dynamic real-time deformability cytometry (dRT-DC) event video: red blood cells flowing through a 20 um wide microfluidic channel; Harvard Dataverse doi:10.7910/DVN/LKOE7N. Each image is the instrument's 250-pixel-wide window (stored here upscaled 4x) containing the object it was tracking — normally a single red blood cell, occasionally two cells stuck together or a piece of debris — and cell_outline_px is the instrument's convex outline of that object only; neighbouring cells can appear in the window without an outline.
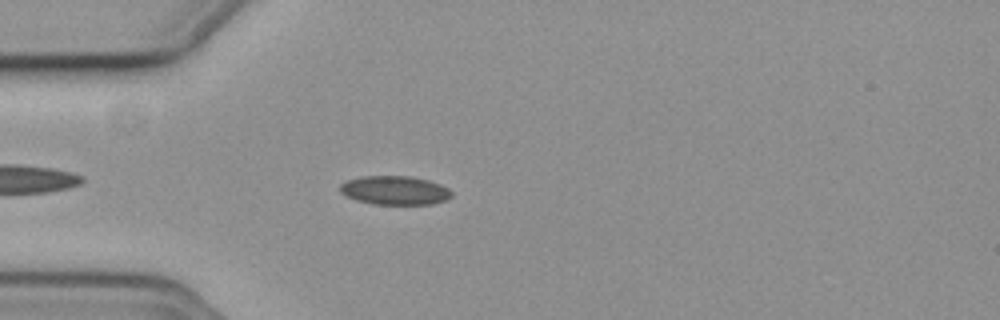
{"species": "common noctule bat (a hibernating species)", "species_latin": "Nyctalus noctula", "temperature_condition": "cold", "stored_images_in_passage": 45, "camera_frame_rate_fps": 3000, "um_per_image_px": 0.085, "animal": {"sex": "female", "body_mass_g": 19.3, "forearm_length_mm": 54.1}, "frame": {"image": 1, "passage_image": 5, "time_ms": 1.333, "image_size_px": [1000, 320], "cell_outline_px": [[452, 196], [444, 200], [432, 204], [372, 204], [356, 200], [340, 192], [340, 184], [348, 180], [360, 176], [412, 176], [428, 180], [440, 184], [448, 188], [452, 192]], "centroid_in_image_um": [33.56, 16.17], "position_along_channel_um": 51.4, "area_um2": 18.73}}
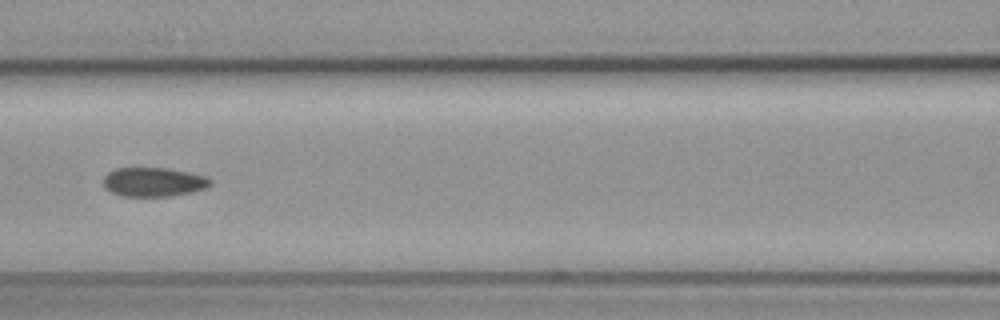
{"frame": {"image": 2, "passage_image": 14, "time_ms": 4.333, "image_size_px": [1000, 320], "cell_outline_px": [[212, 184], [208, 188], [192, 192], [172, 196], [120, 196], [104, 188], [104, 176], [108, 172], [116, 168], [168, 168], [208, 176], [212, 180]], "centroid_in_image_um": [13.09, 15.47], "position_along_channel_um": 153.5, "area_um2": 18.38}}
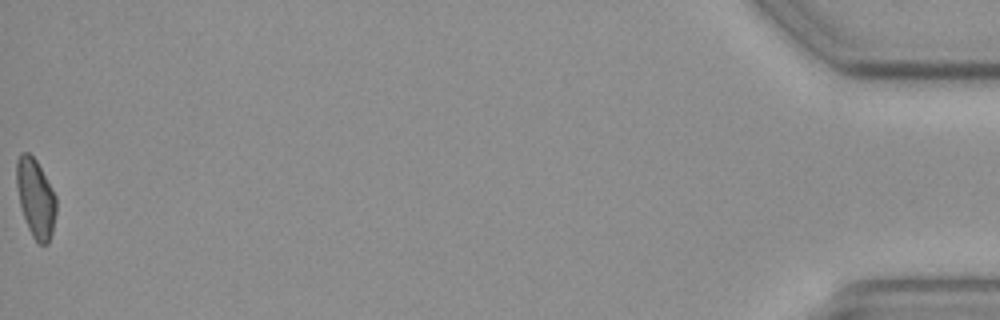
{"frame": {"image": 3, "passage_image": 45, "time_ms": 14.667, "image_size_px": [1000, 320], "cell_outline_px": [[56, 212], [52, 232], [48, 244], [40, 244], [32, 236], [28, 228], [20, 208], [16, 188], [16, 160], [20, 152], [28, 152], [36, 160], [56, 196]], "centroid_in_image_um": [3.0, 16.83], "position_along_channel_um": 432.2, "area_um2": 18.26}, "authors_computed_cell_mechanics": {"area_um2": 18.3226, "velocity_mm_per_s": 3.7552, "shape_relaxation_time_tau1_ms": null, "shape_relaxation_time_tau2_ms": 3.9608, "deformation_change_tau1": null, "deformation_change_tau2": 0.0962}}